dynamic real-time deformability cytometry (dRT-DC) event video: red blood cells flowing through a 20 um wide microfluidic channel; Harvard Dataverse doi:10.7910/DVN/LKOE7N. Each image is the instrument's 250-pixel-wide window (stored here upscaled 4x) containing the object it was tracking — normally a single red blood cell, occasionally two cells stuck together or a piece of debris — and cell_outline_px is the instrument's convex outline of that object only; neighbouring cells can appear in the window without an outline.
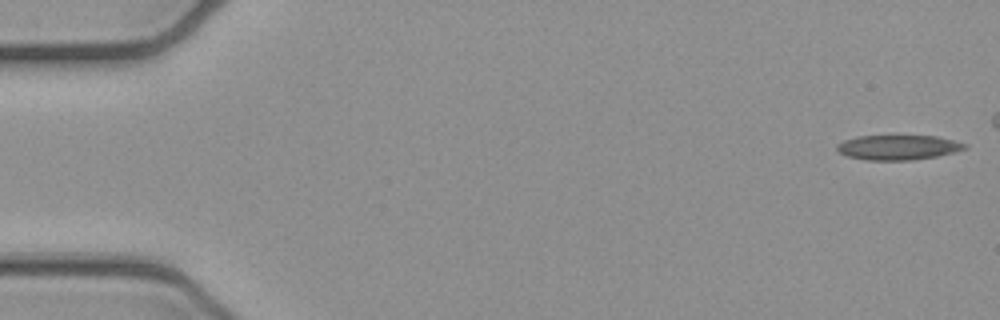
{"species": "common noctule bat (a hibernating species)", "species_latin": "Nyctalus noctula", "temperature_condition": "cold", "stored_images_in_passage": 6, "camera_frame_rate_fps": 3000, "um_per_image_px": 0.085, "animal": {"sex": "female", "body_mass_g": 21.9}, "frame": {"image": 1, "passage_image": 1, "time_ms": 0.0, "image_size_px": [1000, 320], "cell_outline_px": [[968, 148], [936, 156], [912, 160], [864, 160], [848, 156], [840, 152], [836, 148], [836, 144], [844, 140], [860, 136], [936, 136], [968, 144]], "centroid_in_image_um": [76.33, 12.53], "position_along_channel_um": 8.7, "area_um2": 18.32}}
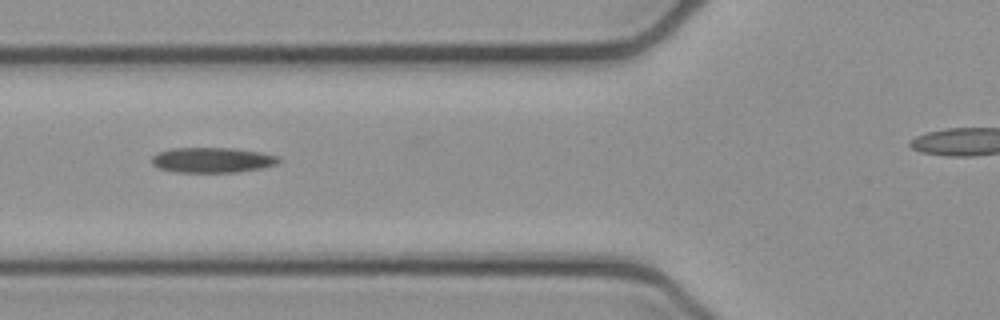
{"frame": {"image": 2, "passage_image": 6, "time_ms": 1.667, "image_size_px": [1000, 320], "cell_outline_px": [[280, 160], [276, 164], [264, 168], [240, 172], [176, 172], [160, 168], [152, 164], [152, 156], [168, 148], [232, 148], [260, 152], [280, 156]], "centroid_in_image_um": [18.08, 13.6], "position_along_channel_um": 107.7, "area_um2": 18.73}}